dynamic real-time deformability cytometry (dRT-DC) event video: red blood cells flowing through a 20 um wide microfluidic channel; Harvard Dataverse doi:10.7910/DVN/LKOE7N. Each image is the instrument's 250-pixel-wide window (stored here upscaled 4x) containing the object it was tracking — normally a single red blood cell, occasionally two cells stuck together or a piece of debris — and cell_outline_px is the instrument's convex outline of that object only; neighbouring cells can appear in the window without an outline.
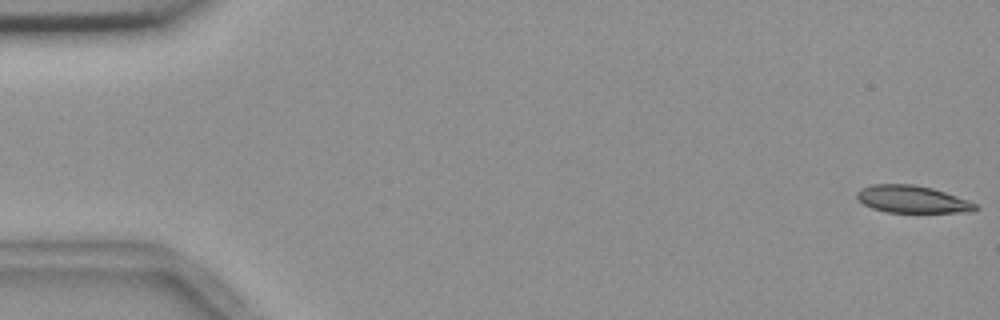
{"species": "common noctule bat (a hibernating species)", "species_latin": "Nyctalus noctula", "temperature_condition": "room temperature", "stored_images_in_passage": 57, "camera_frame_rate_fps": 3000, "um_per_image_px": 0.085, "animal": {"sex": "female", "body_mass_g": 18.4}, "frame": {"image": 1, "passage_image": 1, "time_ms": 0.0, "image_size_px": [1000, 320], "cell_outline_px": [[980, 208], [972, 212], [888, 212], [872, 208], [864, 204], [856, 196], [856, 192], [860, 188], [872, 184], [912, 184], [932, 188], [968, 200], [976, 204]], "centroid_in_image_um": [77.54, 16.93], "position_along_channel_um": 7.5, "area_um2": 18.79}}
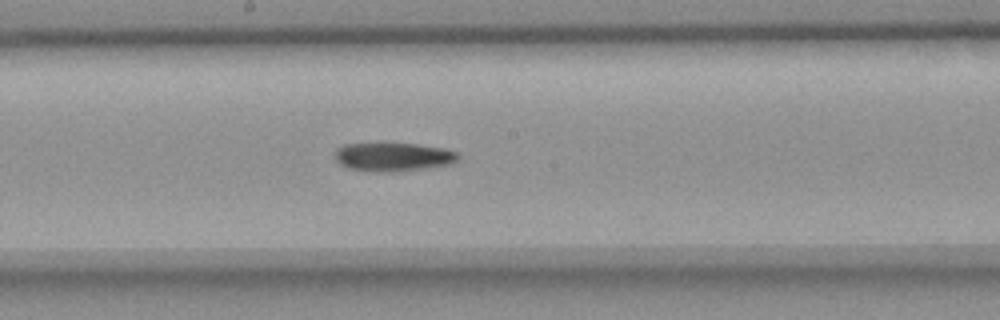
{"frame": {"image": 2, "passage_image": 30, "time_ms": 9.667, "image_size_px": [1000, 320], "cell_outline_px": [[460, 156], [452, 164], [424, 168], [392, 172], [372, 172], [348, 168], [340, 164], [336, 160], [336, 148], [344, 144], [416, 144], [444, 148], [456, 152]], "centroid_in_image_um": [33.41, 13.35], "position_along_channel_um": 214.8, "area_um2": 20.4}}
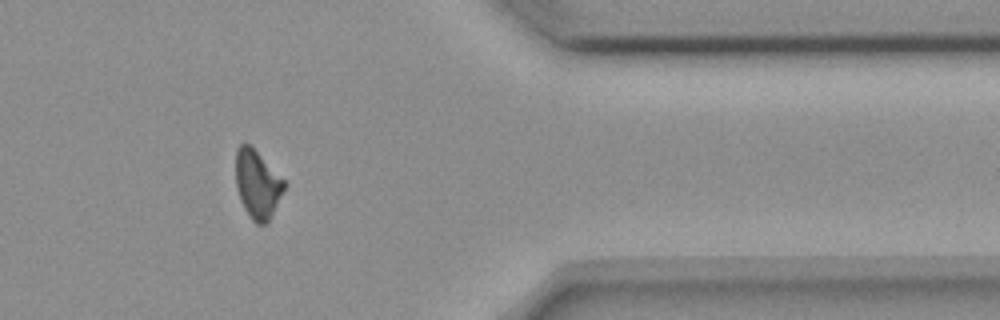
{"frame": {"image": 3, "passage_image": 46, "time_ms": 15.0, "image_size_px": [1000, 320], "cell_outline_px": [[288, 184], [268, 224], [256, 224], [252, 220], [244, 208], [240, 200], [236, 188], [236, 148], [240, 144], [248, 144]], "centroid_in_image_um": [21.89, 15.72], "position_along_channel_um": 389.5, "area_um2": 19.25}}